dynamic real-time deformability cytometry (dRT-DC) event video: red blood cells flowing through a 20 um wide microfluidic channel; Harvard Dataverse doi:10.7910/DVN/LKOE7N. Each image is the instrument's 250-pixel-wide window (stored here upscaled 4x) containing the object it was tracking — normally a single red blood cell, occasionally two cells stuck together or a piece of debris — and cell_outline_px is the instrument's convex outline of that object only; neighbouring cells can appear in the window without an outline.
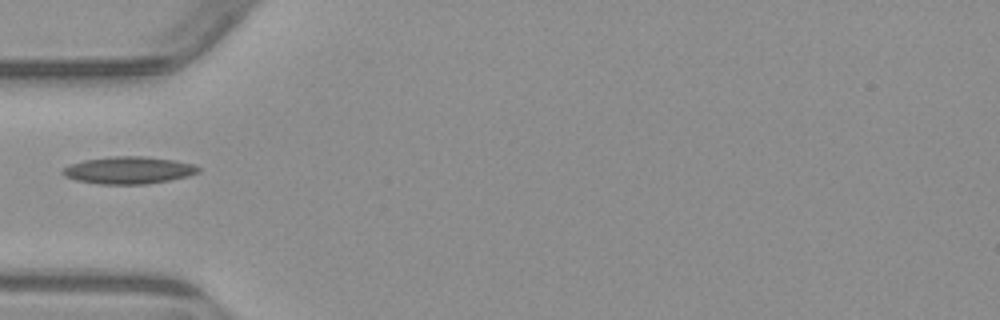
{"species": "common noctule bat (a hibernating species)", "species_latin": "Nyctalus noctula", "temperature_condition": "warm", "stored_images_in_passage": 5, "camera_frame_rate_fps": 3000, "um_per_image_px": 0.085, "animal": {"sex": "male", "body_mass_g": 23.1, "forearm_length_mm": 52.7}, "frame": {"image": 1, "passage_image": 5, "time_ms": 5.667, "image_size_px": [1000, 320], "cell_outline_px": [[200, 172], [188, 176], [148, 184], [100, 184], [76, 180], [64, 176], [60, 172], [64, 168], [72, 164], [84, 160], [112, 156], [144, 156], [176, 160], [196, 164], [200, 168]], "centroid_in_image_um": [10.97, 14.46], "position_along_channel_um": 74.0, "area_um2": 21.62}}